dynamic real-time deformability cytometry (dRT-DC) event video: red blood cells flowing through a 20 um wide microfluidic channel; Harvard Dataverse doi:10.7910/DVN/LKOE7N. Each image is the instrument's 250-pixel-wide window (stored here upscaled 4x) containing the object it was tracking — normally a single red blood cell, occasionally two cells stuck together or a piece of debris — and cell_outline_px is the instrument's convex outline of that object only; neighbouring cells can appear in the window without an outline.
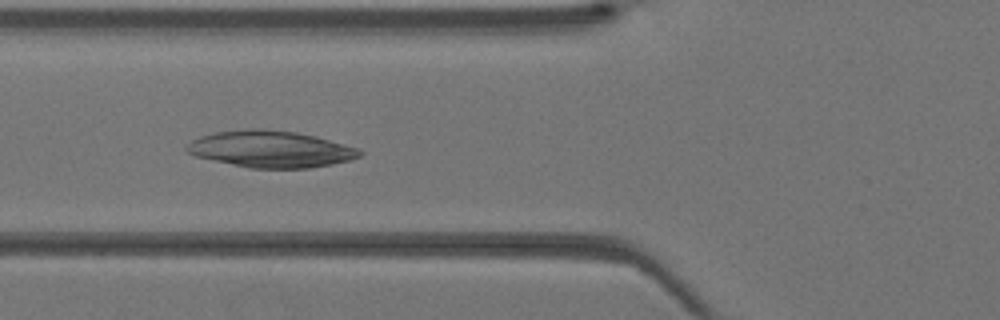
{"species": "Egyptian fruit bat (a non-hibernating species)", "species_latin": "Rousettus aegyptiacus", "temperature_condition": "warm", "stored_images_in_passage": 31, "camera_frame_rate_fps": 3000, "um_per_image_px": 0.085, "animal": {"sex": "female"}, "frame": {"image": 1, "passage_image": 7, "time_ms": 2.0, "image_size_px": [1000, 320], "cell_outline_px": [[364, 152], [360, 156], [348, 160], [332, 164], [308, 168], [248, 168], [196, 156], [188, 152], [184, 148], [192, 140], [200, 136], [216, 132], [248, 128], [256, 128], [296, 132], [316, 136], [360, 148]], "centroid_in_image_um": [23.02, 12.67], "position_along_channel_um": 102.8, "area_um2": 36.93}}
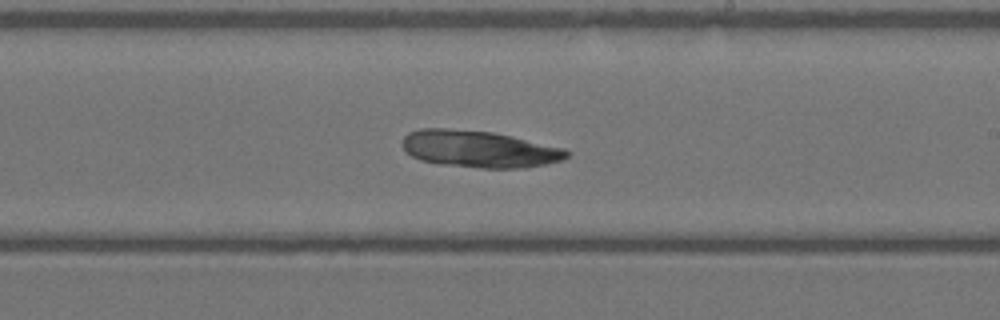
{"frame": {"image": 2, "passage_image": 16, "time_ms": 5.0, "image_size_px": [1000, 320], "cell_outline_px": [[572, 152], [568, 156], [560, 160], [528, 168], [480, 168], [440, 164], [420, 160], [404, 152], [400, 144], [404, 136], [408, 132], [420, 128], [448, 128], [492, 132], [512, 136], [564, 148]], "centroid_in_image_um": [40.67, 12.66], "position_along_channel_um": 248.3, "area_um2": 35.66}}
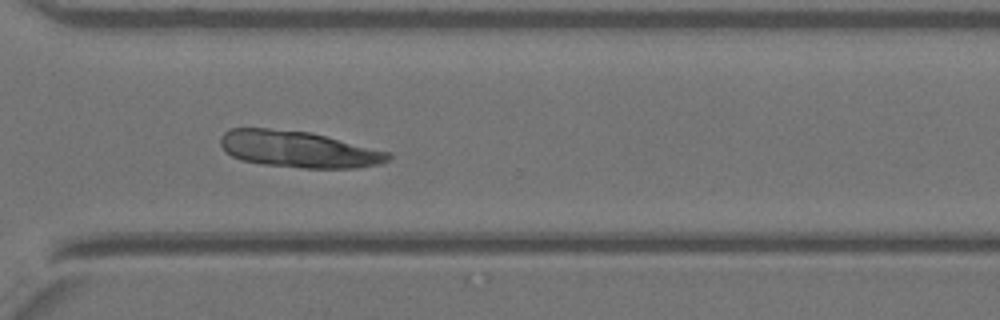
{"frame": {"image": 3, "passage_image": 22, "time_ms": 7.0, "image_size_px": [1000, 320], "cell_outline_px": [[392, 156], [388, 160], [380, 164], [356, 168], [304, 168], [264, 164], [240, 160], [224, 152], [220, 144], [220, 136], [224, 132], [232, 128], [268, 128], [312, 132], [392, 152]], "centroid_in_image_um": [25.38, 12.68], "position_along_channel_um": 345.2, "area_um2": 36.13}}